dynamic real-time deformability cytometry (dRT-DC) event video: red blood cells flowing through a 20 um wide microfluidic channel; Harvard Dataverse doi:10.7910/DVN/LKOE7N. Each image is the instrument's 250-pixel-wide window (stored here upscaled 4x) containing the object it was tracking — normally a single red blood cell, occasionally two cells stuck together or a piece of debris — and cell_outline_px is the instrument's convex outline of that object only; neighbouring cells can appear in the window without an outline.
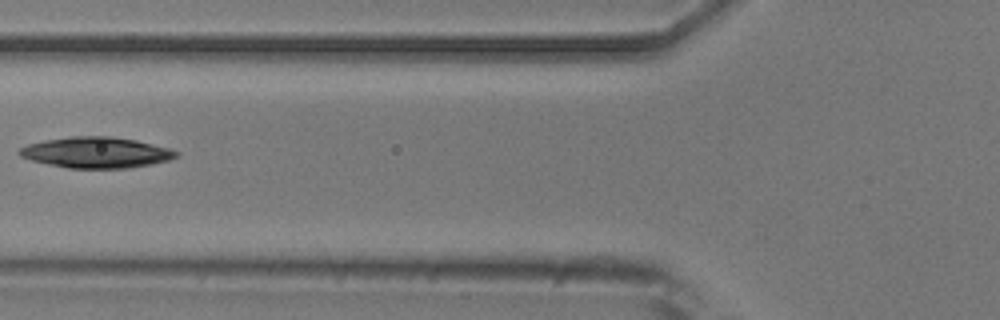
{"species": "common noctule bat (a hibernating species)", "species_latin": "Nyctalus noctula", "temperature_condition": "room temperature", "stored_images_in_passage": 6, "camera_frame_rate_fps": 3000, "um_per_image_px": 0.085, "animal": {"sex": "male", "body_mass_g": 20.5, "forearm_length_mm": 52.5}, "frame": {"image": 1, "passage_image": 6, "time_ms": 5.667, "image_size_px": [1000, 320], "cell_outline_px": [[180, 156], [168, 160], [152, 164], [128, 168], [68, 168], [48, 164], [32, 160], [20, 156], [16, 152], [20, 148], [28, 144], [44, 140], [68, 136], [108, 136], [136, 140], [168, 148], [180, 152]], "centroid_in_image_um": [8.18, 12.96], "position_along_channel_um": 117.6, "area_um2": 28.26}}